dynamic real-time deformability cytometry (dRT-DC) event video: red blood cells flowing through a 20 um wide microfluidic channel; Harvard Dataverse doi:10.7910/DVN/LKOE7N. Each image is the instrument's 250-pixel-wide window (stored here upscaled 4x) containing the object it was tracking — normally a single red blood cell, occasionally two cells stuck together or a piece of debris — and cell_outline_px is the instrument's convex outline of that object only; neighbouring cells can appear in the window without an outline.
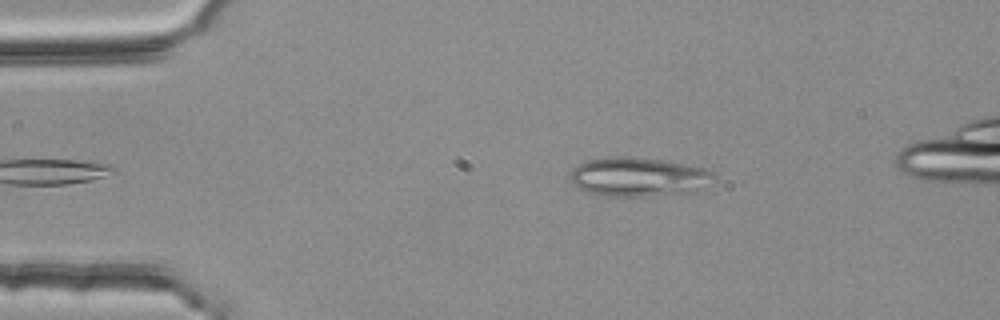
{"species": "common noctule bat (a hibernating species)", "species_latin": "Nyctalus noctula", "temperature_condition": "room temperature", "stored_images_in_passage": 39, "camera_frame_rate_fps": 3000, "um_per_image_px": 0.085, "animal": {"sex": "female", "body_mass_g": 25.1}, "frame": {"image": 1, "passage_image": 3, "time_ms": 0.667, "image_size_px": [1000, 320], "cell_outline_px": [[712, 176], [696, 192], [644, 196], [604, 196], [588, 192], [576, 188], [572, 184], [572, 168], [584, 160], [612, 156], [632, 156], [660, 160], [684, 164], [704, 168], [712, 172]], "centroid_in_image_um": [54.17, 15.03], "position_along_channel_um": 30.8, "area_um2": 32.48}}
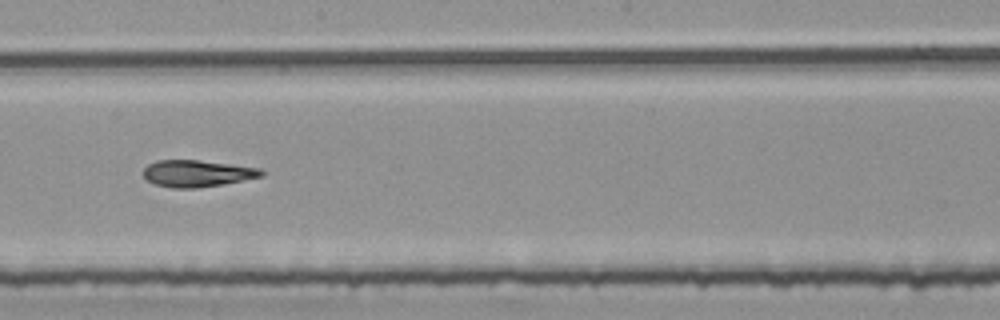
{"frame": {"image": 2, "passage_image": 23, "time_ms": 7.333, "image_size_px": [1000, 320], "cell_outline_px": [[264, 176], [224, 184], [196, 188], [172, 188], [156, 184], [148, 180], [144, 176], [144, 168], [148, 164], [156, 160], [196, 160], [260, 168], [264, 172]], "centroid_in_image_um": [16.76, 14.74], "position_along_channel_um": 231.4, "area_um2": 18.26}}
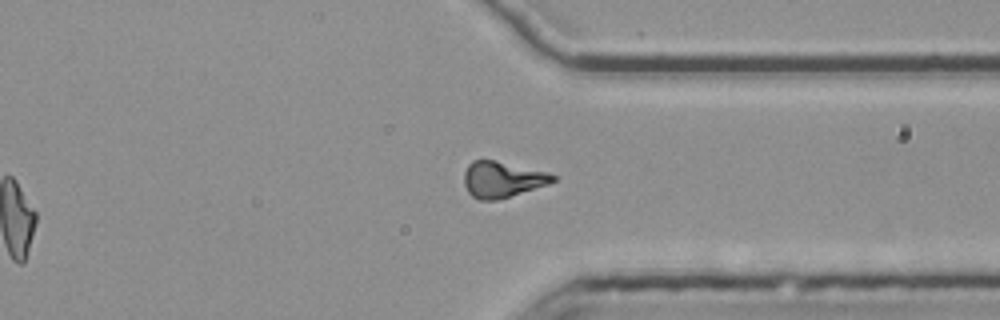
{"frame": {"image": 3, "passage_image": 34, "time_ms": 11.0, "image_size_px": [1000, 320], "cell_outline_px": [[556, 180], [548, 184], [496, 200], [480, 200], [472, 196], [468, 192], [464, 184], [464, 172], [468, 164], [472, 160], [496, 160], [544, 172], [556, 176]], "centroid_in_image_um": [42.64, 15.25], "position_along_channel_um": 368.8, "area_um2": 18.32}, "authors_computed_cell_mechanics": {"area_um2": 18.7272, "velocity_mm_per_s": 3.796, "shape_relaxation_time_tau1_ms": null, "shape_relaxation_time_tau2_ms": 6.9256, "deformation_change_tau1": null, "deformation_change_tau2": 0.1528}}